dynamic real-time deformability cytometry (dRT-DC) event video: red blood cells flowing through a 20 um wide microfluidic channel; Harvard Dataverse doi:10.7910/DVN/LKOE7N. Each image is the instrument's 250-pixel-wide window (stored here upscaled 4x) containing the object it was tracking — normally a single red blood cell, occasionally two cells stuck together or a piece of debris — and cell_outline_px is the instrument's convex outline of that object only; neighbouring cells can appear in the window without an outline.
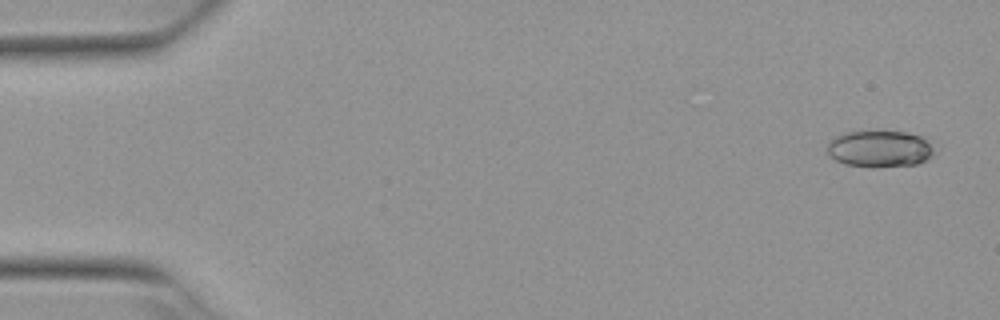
{"species": "Egyptian fruit bat (a non-hibernating species)", "species_latin": "Rousettus aegyptiacus", "temperature_condition": "warm", "stored_images_in_passage": 5, "camera_frame_rate_fps": 3000, "um_per_image_px": 0.085, "animal": {"sex": "female"}, "frame": {"image": 1, "passage_image": 1, "time_ms": 0.0, "image_size_px": [1000, 320], "cell_outline_px": [[932, 156], [928, 160], [916, 164], [876, 168], [844, 164], [828, 156], [828, 140], [836, 136], [848, 132], [904, 132], [924, 136], [928, 140], [932, 148]], "centroid_in_image_um": [74.77, 12.67], "position_along_channel_um": 10.2, "area_um2": 22.95}}
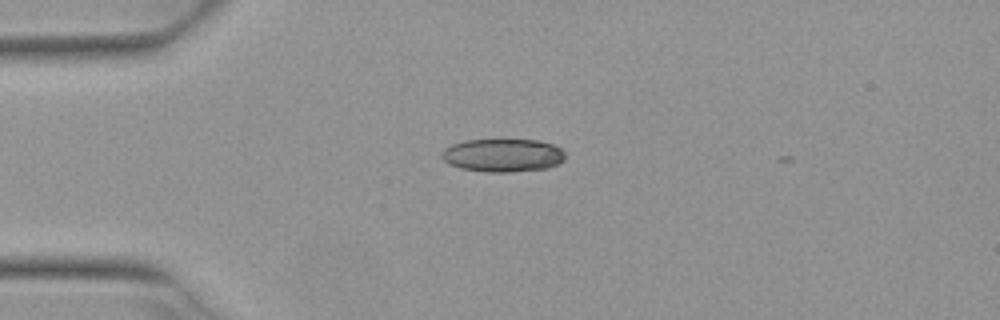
{"frame": {"image": 2, "passage_image": 4, "time_ms": 1.0, "image_size_px": [1000, 320], "cell_outline_px": [[564, 160], [548, 168], [512, 172], [488, 172], [460, 168], [448, 164], [440, 156], [440, 152], [444, 148], [452, 144], [464, 140], [536, 140], [552, 144], [560, 148], [564, 152]], "centroid_in_image_um": [42.7, 13.2], "position_along_channel_um": 42.3, "area_um2": 23.93}}